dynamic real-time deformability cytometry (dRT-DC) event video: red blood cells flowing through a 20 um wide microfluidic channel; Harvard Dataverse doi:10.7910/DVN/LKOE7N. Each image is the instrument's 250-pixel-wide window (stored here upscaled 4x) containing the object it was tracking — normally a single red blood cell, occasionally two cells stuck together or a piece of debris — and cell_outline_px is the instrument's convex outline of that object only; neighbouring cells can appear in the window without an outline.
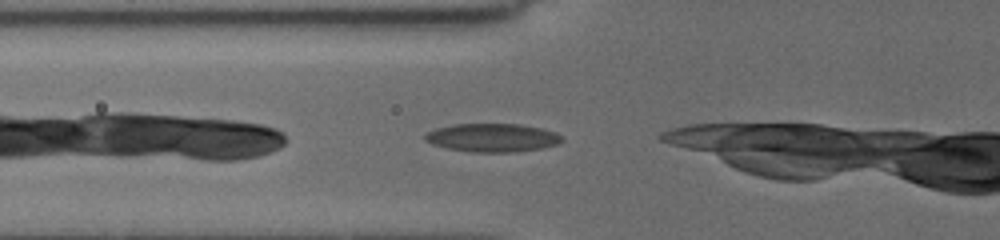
{"species": "common noctule bat (a hibernating species)", "species_latin": "Nyctalus noctula", "temperature_condition": "cold", "stored_images_in_passage": 16, "camera_frame_rate_fps": 3000, "um_per_image_px": 0.085, "animal": {"sex": "female", "body_mass_g": 19.5, "forearm_length_mm": 54.1}, "frame": {"image": 1, "passage_image": 2, "time_ms": 0.333, "image_size_px": [1000, 240], "cell_outline_px": [[564, 140], [556, 144], [540, 148], [512, 152], [472, 152], [448, 148], [432, 144], [424, 140], [424, 136], [428, 132], [436, 128], [452, 124], [520, 124], [540, 128], [552, 132], [560, 136]], "centroid_in_image_um": [41.8, 11.7], "position_along_channel_um": 84.0, "area_um2": 22.37}}
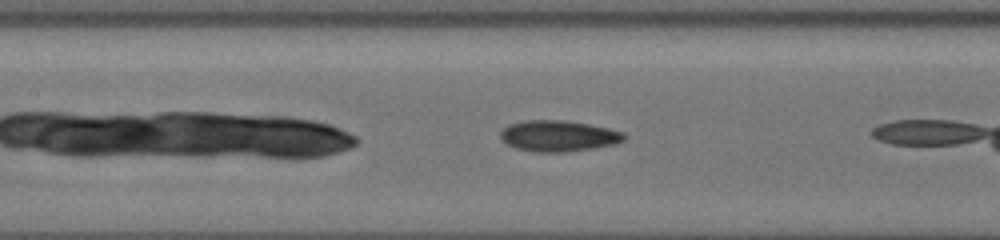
{"frame": {"image": 2, "passage_image": 10, "time_ms": 2.333, "image_size_px": [1000, 240], "cell_outline_px": [[624, 140], [616, 144], [592, 148], [564, 152], [536, 152], [516, 148], [508, 144], [500, 136], [500, 132], [508, 124], [524, 120], [568, 120], [608, 128], [624, 132]], "centroid_in_image_um": [47.46, 11.54], "position_along_channel_um": 159.9, "area_um2": 22.31}}
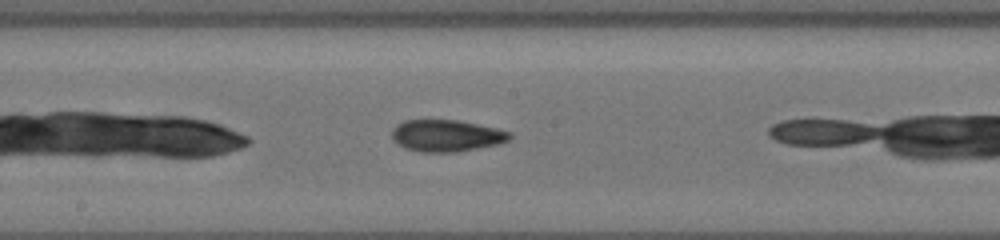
{"frame": {"image": 3, "passage_image": 15, "time_ms": 3.667, "image_size_px": [1000, 240], "cell_outline_px": [[512, 136], [508, 140], [496, 144], [456, 152], [420, 152], [404, 148], [392, 140], [392, 128], [396, 124], [404, 120], [456, 120], [496, 128], [512, 132]], "centroid_in_image_um": [37.9, 11.53], "position_along_channel_um": 210.3, "area_um2": 21.79}}